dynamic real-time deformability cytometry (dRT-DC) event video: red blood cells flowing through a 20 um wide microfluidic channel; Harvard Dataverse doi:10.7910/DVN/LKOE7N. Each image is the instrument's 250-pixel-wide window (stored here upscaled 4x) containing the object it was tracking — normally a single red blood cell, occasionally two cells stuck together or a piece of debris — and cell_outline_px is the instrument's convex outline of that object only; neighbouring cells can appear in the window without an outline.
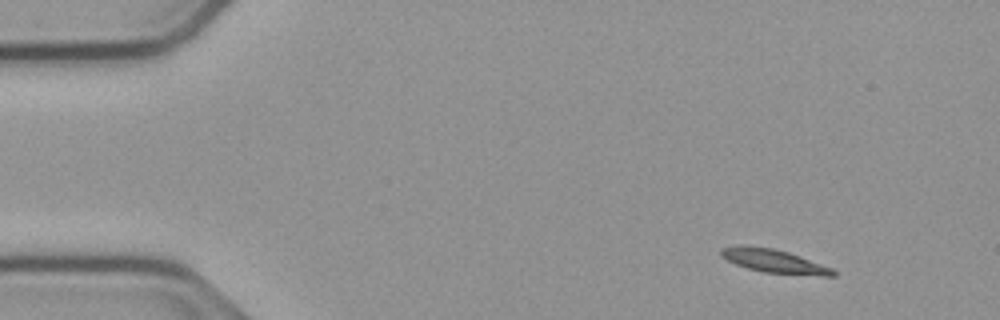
{"species": "common noctule bat (a hibernating species)", "species_latin": "Nyctalus noctula", "temperature_condition": "cold", "stored_images_in_passage": 55, "camera_frame_rate_fps": 3000, "um_per_image_px": 0.085, "animal": {"sex": "male", "body_mass_g": 23.1, "forearm_length_mm": 52.7}, "frame": {"image": 1, "passage_image": 6, "time_ms": 1.667, "image_size_px": [1000, 320], "cell_outline_px": [[836, 276], [820, 276], [764, 272], [748, 268], [736, 264], [720, 256], [720, 248], [740, 244], [772, 248], [788, 252], [800, 256], [832, 268], [836, 272]], "centroid_in_image_um": [65.78, 22.18], "position_along_channel_um": 19.2, "area_um2": 15.37}}
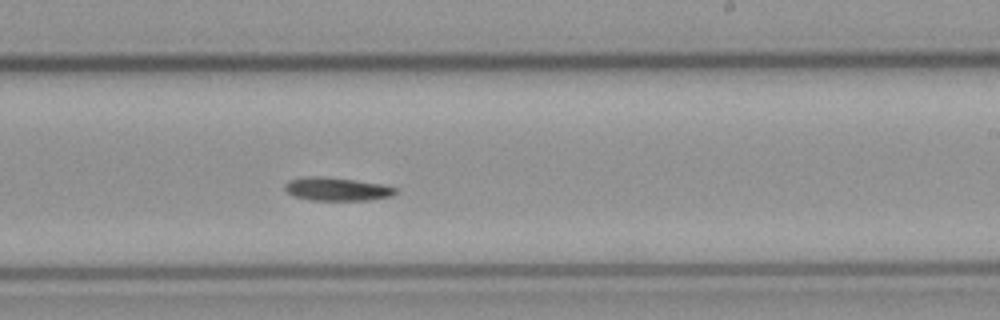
{"frame": {"image": 2, "passage_image": 33, "time_ms": 10.667, "image_size_px": [1000, 320], "cell_outline_px": [[396, 192], [392, 196], [368, 200], [308, 200], [292, 196], [284, 188], [284, 184], [288, 180], [312, 176], [320, 176], [384, 184], [396, 188]], "centroid_in_image_um": [28.61, 16.08], "position_along_channel_um": 260.4, "area_um2": 14.97}}
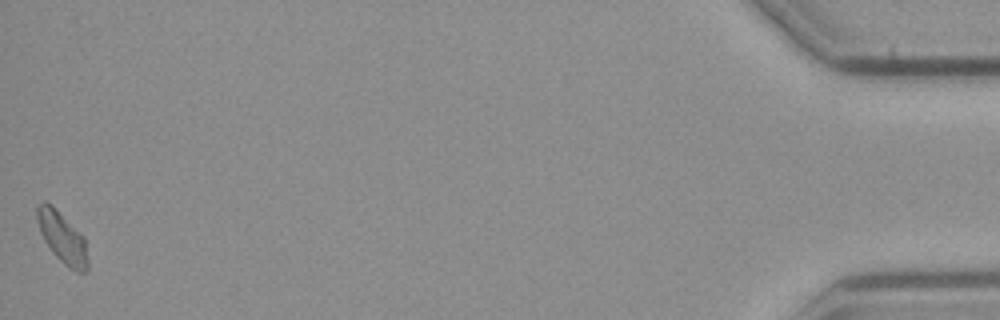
{"frame": {"image": 3, "passage_image": 55, "time_ms": 18.0, "image_size_px": [1000, 320], "cell_outline_px": [[88, 268], [84, 272], [76, 272], [68, 268], [52, 252], [44, 240], [40, 232], [36, 216], [36, 204], [44, 200], [52, 204], [84, 236], [88, 260]], "centroid_in_image_um": [5.28, 20.16], "position_along_channel_um": 429.9, "area_um2": 15.32}, "authors_computed_cell_mechanics": {"area_um2": 15.2592, "velocity_mm_per_s": 3.7202, "shape_relaxation_time_tau1_ms": 8.2914, "shape_relaxation_time_tau2_ms": null, "deformation_change_tau1": 0.1775, "deformation_change_tau2": null}}